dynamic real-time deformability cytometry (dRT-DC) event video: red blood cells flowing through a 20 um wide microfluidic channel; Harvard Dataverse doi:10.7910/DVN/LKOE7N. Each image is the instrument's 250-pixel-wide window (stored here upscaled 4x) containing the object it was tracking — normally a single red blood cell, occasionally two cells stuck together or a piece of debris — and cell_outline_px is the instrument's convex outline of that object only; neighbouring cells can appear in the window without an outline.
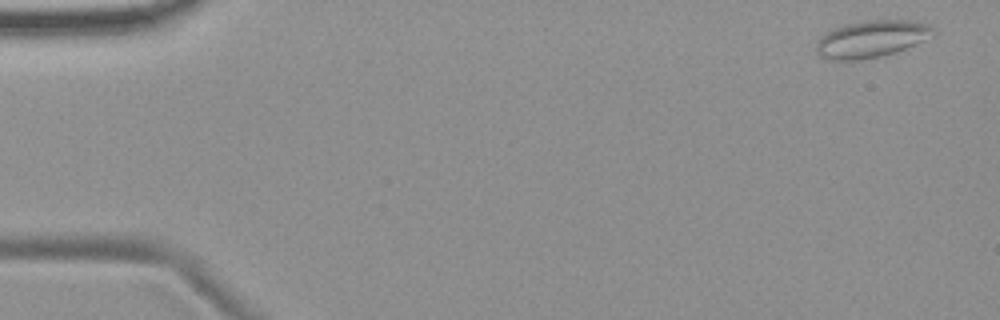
{"species": "common noctule bat (a hibernating species)", "species_latin": "Nyctalus noctula", "temperature_condition": "room temperature", "stored_images_in_passage": 5, "camera_frame_rate_fps": 3000, "um_per_image_px": 0.085, "animal": {"sex": "female", "body_mass_g": 19.9}, "frame": {"image": 1, "passage_image": 1, "time_ms": 0.0, "image_size_px": [1000, 320], "cell_outline_px": [[936, 32], [924, 40], [896, 52], [884, 56], [860, 60], [832, 60], [820, 56], [816, 52], [816, 40], [820, 36], [832, 28], [848, 24], [872, 20], [916, 20], [928, 24], [936, 28]], "centroid_in_image_um": [74.07, 3.31], "position_along_channel_um": 10.9, "area_um2": 25.43}}